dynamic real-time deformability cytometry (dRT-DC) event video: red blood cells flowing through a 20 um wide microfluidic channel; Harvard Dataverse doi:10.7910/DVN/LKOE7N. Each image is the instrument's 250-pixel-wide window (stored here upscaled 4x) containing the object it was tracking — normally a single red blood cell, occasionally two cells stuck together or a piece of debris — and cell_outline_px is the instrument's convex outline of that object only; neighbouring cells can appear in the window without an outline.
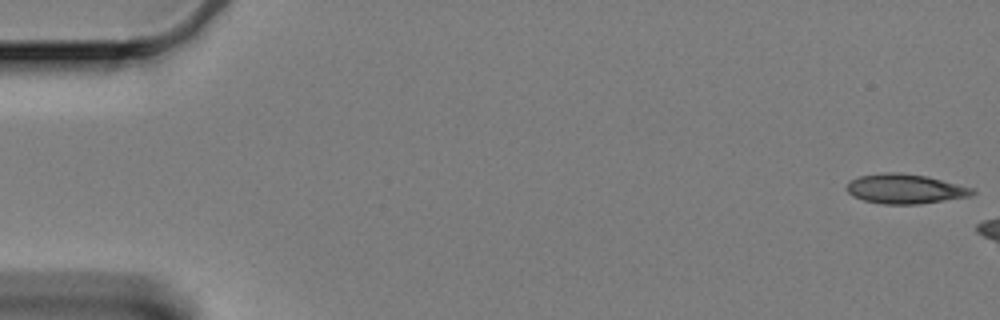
{"species": "Egyptian fruit bat (a non-hibernating species)", "species_latin": "Rousettus aegyptiacus", "temperature_condition": "cold", "stored_images_in_passage": 8, "camera_frame_rate_fps": 3000, "um_per_image_px": 0.085, "animal": {"sex": "female"}, "frame": {"image": 1, "passage_image": 1, "time_ms": 0.0, "image_size_px": [1000, 320], "cell_outline_px": [[976, 192], [968, 196], [920, 204], [884, 204], [864, 200], [852, 196], [844, 188], [848, 180], [860, 176], [884, 172], [896, 172], [928, 176], [972, 188]], "centroid_in_image_um": [76.86, 16.04], "position_along_channel_um": 8.1, "area_um2": 21.68}}